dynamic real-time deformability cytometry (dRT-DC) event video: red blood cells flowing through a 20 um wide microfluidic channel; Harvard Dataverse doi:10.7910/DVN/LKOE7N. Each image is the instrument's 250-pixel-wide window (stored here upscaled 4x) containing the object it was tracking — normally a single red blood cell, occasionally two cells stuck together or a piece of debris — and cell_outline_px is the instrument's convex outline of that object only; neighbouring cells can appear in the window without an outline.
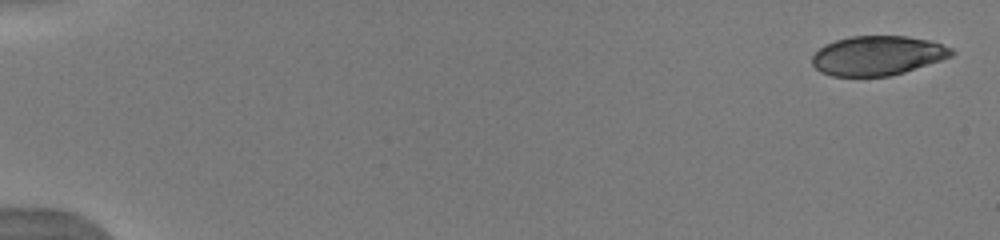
{"species": "human", "species_latin": "Homo sapiens", "temperature_condition": "warm", "stored_images_in_passage": 15, "camera_frame_rate_fps": 3000, "um_per_image_px": 0.085, "donor": {"sex": "male"}, "frame": {"image": 1, "passage_image": 1, "time_ms": 0.0, "image_size_px": [1000, 240], "cell_outline_px": [[956, 52], [952, 56], [904, 72], [888, 76], [832, 76], [820, 72], [812, 64], [812, 56], [824, 44], [848, 36], [908, 36], [928, 40], [952, 48]], "centroid_in_image_um": [74.57, 4.72], "position_along_channel_um": 10.4, "area_um2": 31.96}}